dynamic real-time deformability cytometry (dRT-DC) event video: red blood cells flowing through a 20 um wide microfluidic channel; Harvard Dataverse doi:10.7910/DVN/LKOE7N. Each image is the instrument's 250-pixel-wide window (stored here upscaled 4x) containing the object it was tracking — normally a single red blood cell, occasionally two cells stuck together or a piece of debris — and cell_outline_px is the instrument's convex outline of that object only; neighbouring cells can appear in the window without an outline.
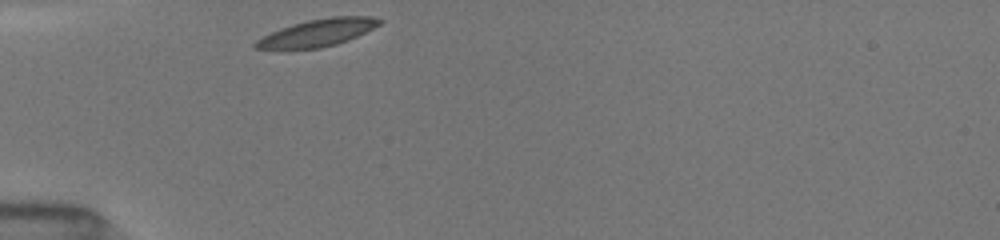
{"species": "common noctule bat (a hibernating species)", "species_latin": "Nyctalus noctula", "temperature_condition": "room temperature", "stored_images_in_passage": 29, "camera_frame_rate_fps": 3000, "um_per_image_px": 0.085, "animal": {"sex": "female", "body_mass_g": 19.5, "forearm_length_mm": 54.1}, "frame": {"image": 1, "passage_image": 1, "time_ms": 0.0, "image_size_px": [1000, 240], "cell_outline_px": [[384, 20], [380, 24], [348, 40], [336, 44], [320, 48], [288, 52], [256, 48], [252, 44], [256, 40], [280, 28], [292, 24], [308, 20], [332, 16], [372, 16]], "centroid_in_image_um": [26.91, 2.82], "position_along_channel_um": 58.1, "area_um2": 20.23}}
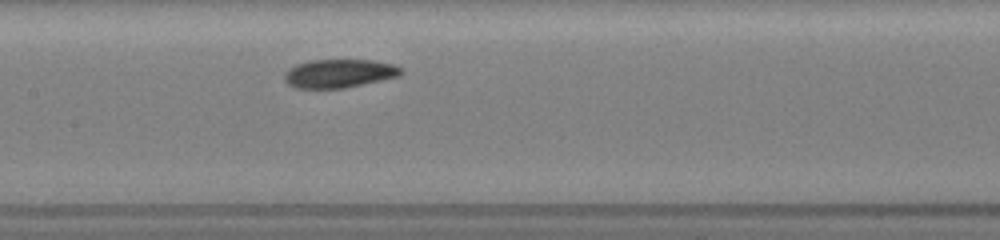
{"frame": {"image": 2, "passage_image": 11, "time_ms": 3.333, "image_size_px": [1000, 240], "cell_outline_px": [[404, 72], [400, 76], [344, 88], [296, 88], [288, 84], [284, 80], [284, 72], [288, 68], [296, 64], [312, 60], [372, 60], [392, 64], [400, 68]], "centroid_in_image_um": [28.8, 6.24], "position_along_channel_um": 178.6, "area_um2": 19.36}}
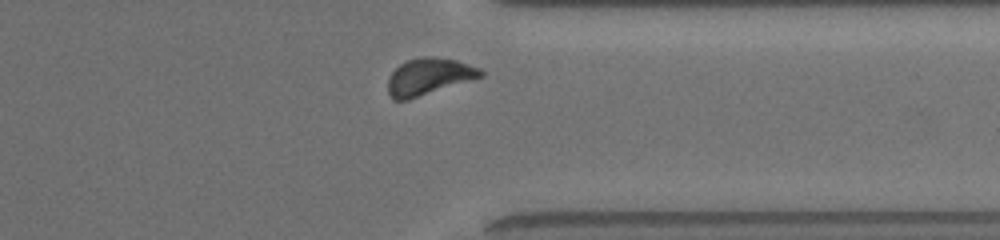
{"frame": {"image": 3, "passage_image": 26, "time_ms": 8.333, "image_size_px": [1000, 240], "cell_outline_px": [[484, 76], [408, 100], [392, 100], [388, 92], [388, 80], [392, 72], [400, 64], [408, 60], [424, 56], [432, 56], [456, 60], [480, 68], [484, 72]], "centroid_in_image_um": [36.45, 6.51], "position_along_channel_um": 375.0, "area_um2": 19.83}, "authors_computed_cell_mechanics": {"area_um2": 19.8254, "velocity_mm_per_s": 3.9433, "shape_relaxation_time_tau1_ms": 2.1959, "shape_relaxation_time_tau2_ms": 2.7709, "deformation_change_tau1": 0.0803, "deformation_change_tau2": 0.0766}}